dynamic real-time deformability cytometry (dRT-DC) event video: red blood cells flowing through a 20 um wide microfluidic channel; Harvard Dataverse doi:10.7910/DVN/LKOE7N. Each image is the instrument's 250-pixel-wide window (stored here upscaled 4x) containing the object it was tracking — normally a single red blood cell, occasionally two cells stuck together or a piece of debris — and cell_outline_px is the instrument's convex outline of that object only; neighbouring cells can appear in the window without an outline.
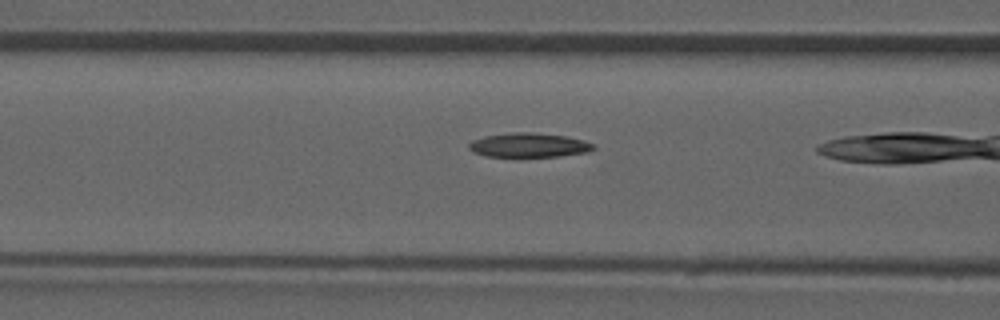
{"species": "common noctule bat (a hibernating species)", "species_latin": "Nyctalus noctula", "temperature_condition": "room temperature", "stored_images_in_passage": 18, "camera_frame_rate_fps": 3000, "um_per_image_px": 0.085, "animal": {"sex": "male", "forearm_length_mm": 52.5}, "frame": {"image": 1, "passage_image": 17, "time_ms": 5.333, "image_size_px": [1000, 320], "cell_outline_px": [[596, 148], [588, 152], [556, 156], [484, 156], [472, 152], [468, 148], [468, 144], [472, 140], [484, 136], [512, 132], [532, 132], [564, 136], [584, 140], [596, 144]], "centroid_in_image_um": [44.94, 12.33], "position_along_channel_um": 121.7, "area_um2": 17.63}}